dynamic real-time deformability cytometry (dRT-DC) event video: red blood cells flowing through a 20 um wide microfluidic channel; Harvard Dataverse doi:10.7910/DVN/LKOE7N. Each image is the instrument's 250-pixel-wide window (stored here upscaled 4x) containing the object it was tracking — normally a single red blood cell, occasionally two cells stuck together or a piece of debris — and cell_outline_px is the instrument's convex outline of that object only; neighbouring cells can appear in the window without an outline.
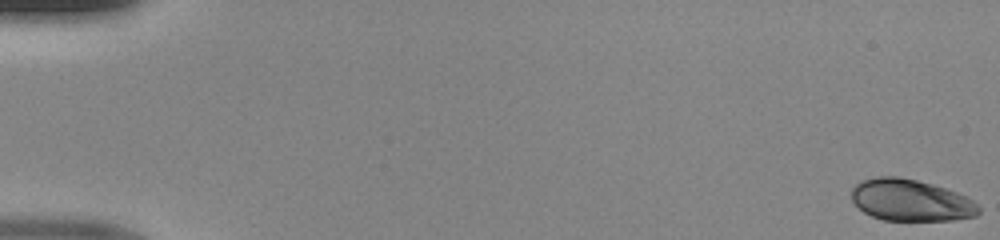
{"species": "human", "species_latin": "Homo sapiens", "temperature_condition": "room temperature", "stored_images_in_passage": 49, "camera_frame_rate_fps": 3000, "um_per_image_px": 0.085, "donor": {"sex": "male"}, "frame": {"image": 1, "passage_image": 1, "time_ms": 0.0, "image_size_px": [1000, 240], "cell_outline_px": [[980, 212], [976, 216], [952, 220], [884, 220], [872, 216], [864, 212], [852, 200], [852, 188], [860, 180], [876, 176], [900, 176], [932, 184], [956, 192], [972, 200], [980, 208]], "centroid_in_image_um": [77.39, 17.01], "position_along_channel_um": 7.6, "area_um2": 30.81}}
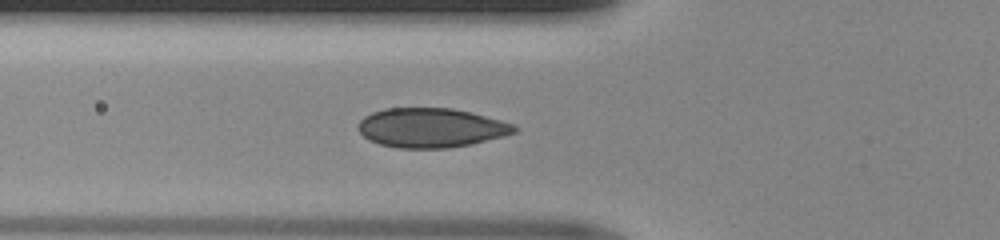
{"frame": {"image": 2, "passage_image": 19, "time_ms": 6.0, "image_size_px": [1000, 240], "cell_outline_px": [[520, 128], [516, 132], [504, 136], [472, 144], [448, 148], [396, 148], [380, 144], [368, 140], [356, 128], [360, 120], [364, 116], [372, 112], [384, 108], [452, 108], [500, 120], [512, 124]], "centroid_in_image_um": [36.61, 10.87], "position_along_channel_um": 89.2, "area_um2": 35.89}}
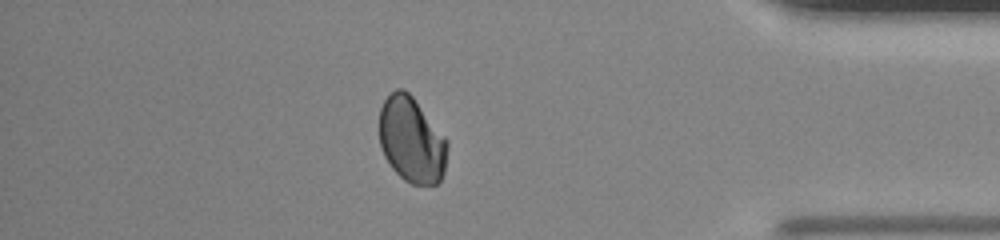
{"frame": {"image": 3, "passage_image": 43, "time_ms": 14.0, "image_size_px": [1000, 240], "cell_outline_px": [[448, 148], [444, 172], [440, 180], [436, 184], [412, 184], [404, 180], [392, 168], [384, 156], [380, 144], [380, 108], [384, 100], [396, 88], [404, 88], [412, 96], [448, 140]], "centroid_in_image_um": [34.99, 11.89], "position_along_channel_um": 400.2, "area_um2": 33.93}}